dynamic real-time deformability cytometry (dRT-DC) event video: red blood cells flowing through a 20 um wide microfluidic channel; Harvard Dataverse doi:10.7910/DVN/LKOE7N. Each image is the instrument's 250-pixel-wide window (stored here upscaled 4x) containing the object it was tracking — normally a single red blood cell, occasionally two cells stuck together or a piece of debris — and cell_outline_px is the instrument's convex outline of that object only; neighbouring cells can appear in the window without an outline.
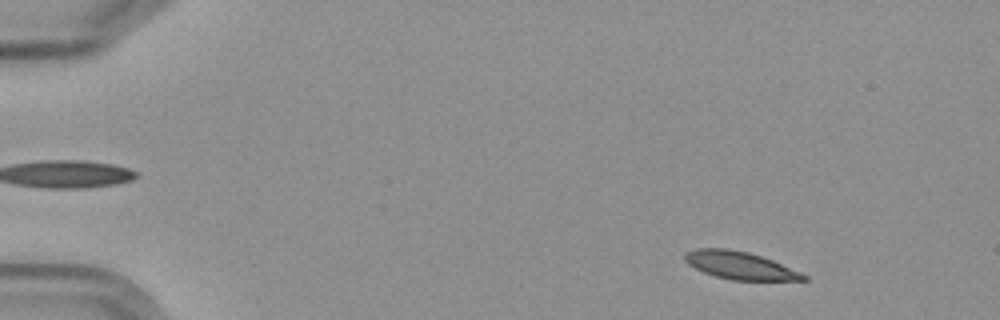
{"species": "Egyptian fruit bat (a non-hibernating species)", "species_latin": "Rousettus aegyptiacus", "temperature_condition": "cold", "stored_images_in_passage": 4, "camera_frame_rate_fps": 3000, "um_per_image_px": 0.085, "frame": {"image": 1, "passage_image": 1, "time_ms": 0.0, "image_size_px": [1000, 320], "cell_outline_px": [[808, 280], [732, 280], [716, 276], [704, 272], [688, 264], [684, 260], [684, 252], [696, 248], [724, 248], [748, 252], [772, 260], [800, 272], [808, 276]], "centroid_in_image_um": [62.86, 22.55], "position_along_channel_um": 22.1, "area_um2": 18.96}}
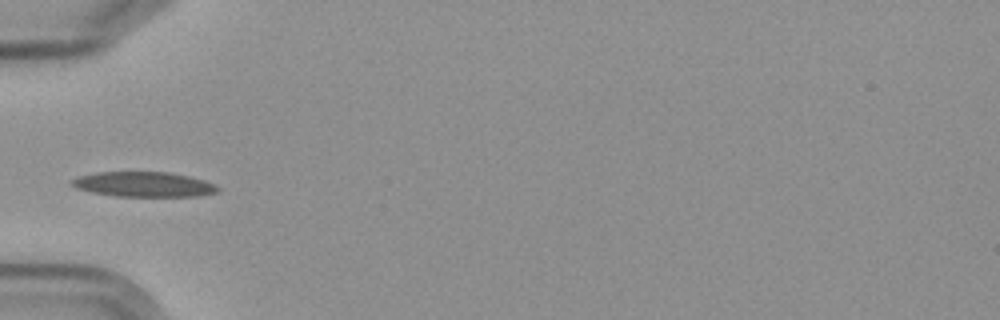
{"frame": {"image": 2, "passage_image": 4, "time_ms": 4.333, "image_size_px": [1000, 320], "cell_outline_px": [[220, 188], [216, 192], [200, 196], [116, 196], [92, 192], [76, 188], [68, 184], [68, 180], [76, 176], [96, 172], [168, 172], [188, 176], [204, 180]], "centroid_in_image_um": [12.12, 15.66], "position_along_channel_um": 72.9, "area_um2": 21.33}}